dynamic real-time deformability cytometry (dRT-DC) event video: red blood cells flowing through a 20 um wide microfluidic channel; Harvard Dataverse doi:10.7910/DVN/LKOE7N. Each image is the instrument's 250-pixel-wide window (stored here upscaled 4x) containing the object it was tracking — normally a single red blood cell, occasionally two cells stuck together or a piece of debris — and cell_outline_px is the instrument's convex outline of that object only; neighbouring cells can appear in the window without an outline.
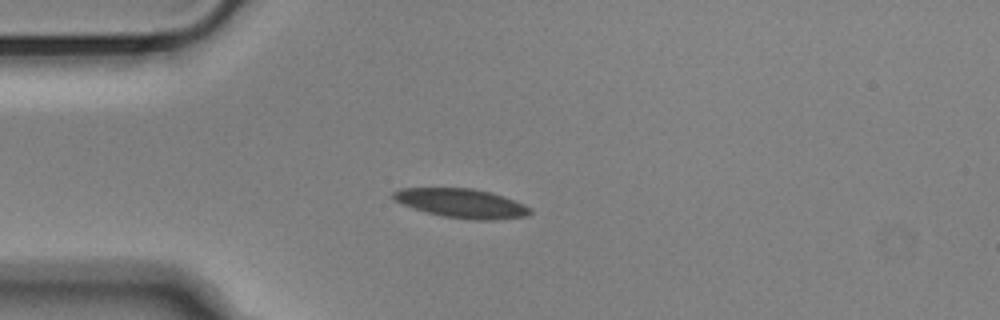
{"species": "Egyptian fruit bat (a non-hibernating species)", "species_latin": "Rousettus aegyptiacus", "temperature_condition": "cold", "stored_images_in_passage": 42, "camera_frame_rate_fps": 3000, "um_per_image_px": 0.085, "animal": {"sex": "male"}, "frame": {"image": 1, "passage_image": 1, "time_ms": 0.0, "image_size_px": [1000, 320], "cell_outline_px": [[532, 212], [528, 216], [496, 220], [472, 220], [444, 216], [412, 208], [400, 204], [392, 200], [392, 192], [400, 188], [472, 188], [492, 192], [504, 196], [524, 204], [532, 208]], "centroid_in_image_um": [39.24, 17.28], "position_along_channel_um": 45.8, "area_um2": 23.52}}
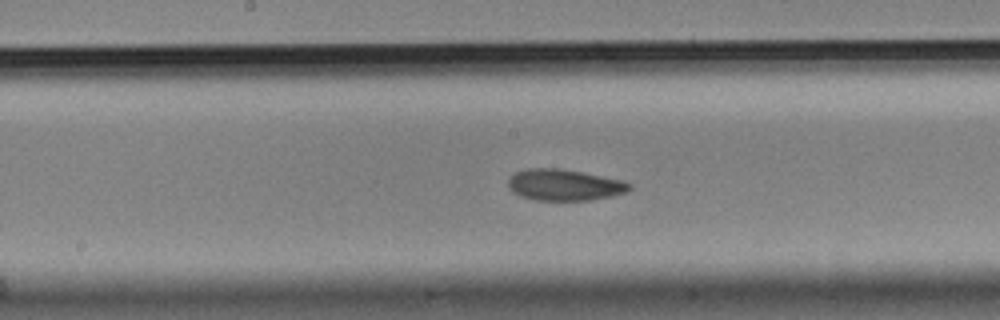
{"frame": {"image": 2, "passage_image": 15, "time_ms": 4.667, "image_size_px": [1000, 320], "cell_outline_px": [[632, 188], [628, 192], [612, 196], [588, 200], [536, 200], [520, 196], [512, 192], [508, 188], [508, 180], [516, 172], [528, 168], [556, 168], [580, 172], [624, 180], [632, 184]], "centroid_in_image_um": [47.99, 15.72], "position_along_channel_um": 200.2, "area_um2": 22.14}}
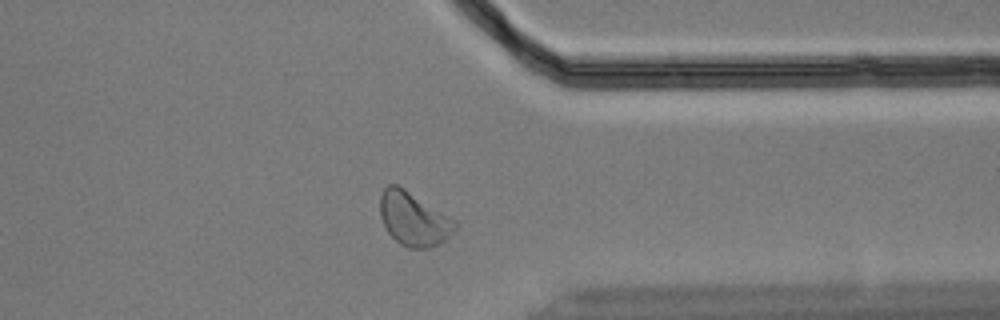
{"frame": {"image": 3, "passage_image": 30, "time_ms": 9.667, "image_size_px": [1000, 320], "cell_outline_px": [[456, 228], [444, 240], [428, 248], [408, 248], [400, 244], [388, 232], [380, 216], [380, 196], [384, 188], [388, 184], [396, 184], [404, 188], [456, 220]], "centroid_in_image_um": [35.13, 18.59], "position_along_channel_um": 376.3, "area_um2": 23.18}, "authors_computed_cell_mechanics": {"area_um2": 22.7443, "velocity_mm_per_s": 3.6234, "shape_relaxation_time_tau1_ms": 3.6106, "shape_relaxation_time_tau2_ms": 4.2931, "deformation_change_tau1": 0.0971, "deformation_change_tau2": 0.0869}}